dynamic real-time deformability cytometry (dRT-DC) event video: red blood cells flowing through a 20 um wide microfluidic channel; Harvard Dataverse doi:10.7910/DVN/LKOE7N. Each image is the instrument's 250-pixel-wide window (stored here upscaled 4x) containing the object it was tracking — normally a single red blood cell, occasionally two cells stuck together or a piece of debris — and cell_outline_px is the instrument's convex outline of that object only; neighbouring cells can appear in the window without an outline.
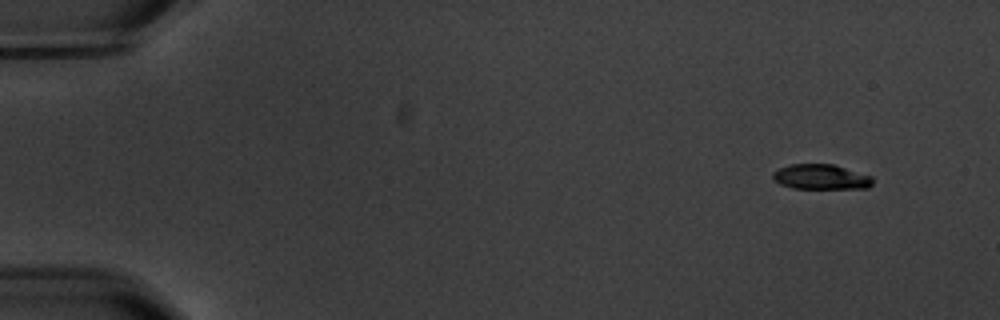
{"species": "common noctule bat (a hibernating species)", "species_latin": "Nyctalus noctula", "temperature_condition": "warm", "stored_images_in_passage": 6, "camera_frame_rate_fps": 3000, "um_per_image_px": 0.085, "animal": {"sex": "male", "body_mass_g": 20.1, "forearm_length_mm": 53.5}, "frame": {"image": 1, "passage_image": 1, "time_ms": 0.0, "image_size_px": [1000, 320], "cell_outline_px": [[872, 184], [868, 188], [792, 188], [780, 184], [772, 180], [772, 172], [780, 168], [792, 164], [832, 164], [872, 176]], "centroid_in_image_um": [69.75, 15.04], "position_along_channel_um": 15.3, "area_um2": 14.51}}
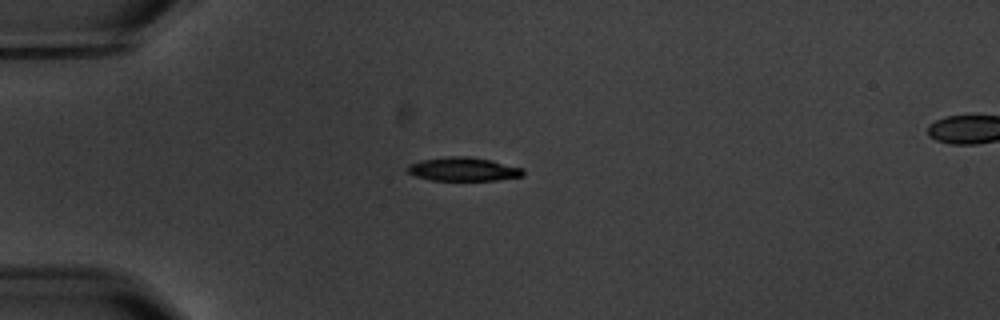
{"frame": {"image": 2, "passage_image": 4, "time_ms": 3.667, "image_size_px": [1000, 320], "cell_outline_px": [[524, 176], [496, 180], [432, 180], [416, 176], [408, 172], [408, 164], [420, 160], [448, 156], [468, 156], [492, 160], [524, 168]], "centroid_in_image_um": [39.41, 14.37], "position_along_channel_um": 45.6, "area_um2": 16.01}}
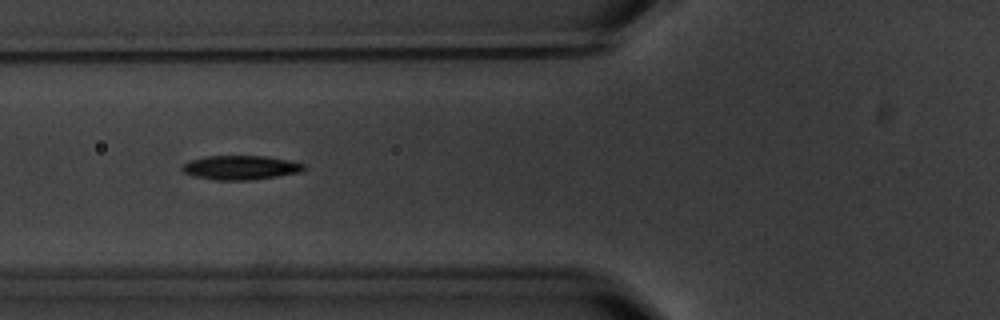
{"frame": {"image": 3, "passage_image": 6, "time_ms": 6.0, "image_size_px": [1000, 320], "cell_outline_px": [[304, 168], [300, 172], [252, 180], [216, 180], [192, 176], [184, 172], [180, 168], [184, 164], [192, 160], [208, 156], [264, 156], [288, 160], [304, 164]], "centroid_in_image_um": [20.42, 14.25], "position_along_channel_um": 105.4, "area_um2": 16.94}}